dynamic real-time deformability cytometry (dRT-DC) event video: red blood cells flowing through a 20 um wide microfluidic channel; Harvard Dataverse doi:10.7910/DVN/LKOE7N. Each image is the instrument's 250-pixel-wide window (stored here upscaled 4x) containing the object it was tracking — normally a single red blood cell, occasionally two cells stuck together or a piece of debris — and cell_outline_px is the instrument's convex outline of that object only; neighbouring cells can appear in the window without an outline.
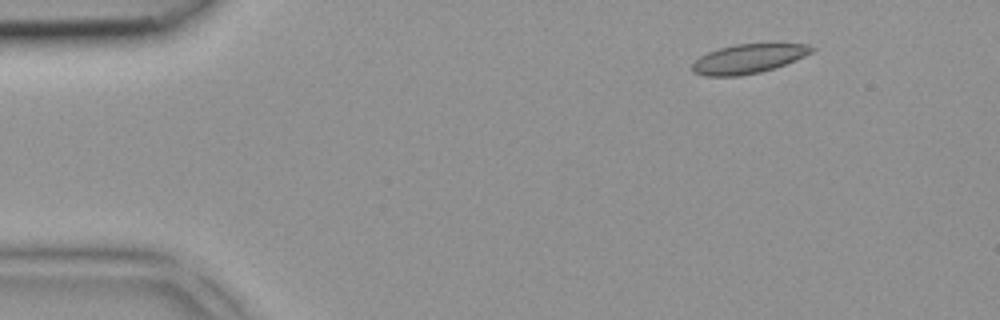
{"species": "common noctule bat (a hibernating species)", "species_latin": "Nyctalus noctula", "temperature_condition": "room temperature", "stored_images_in_passage": 1, "camera_frame_rate_fps": 3000, "um_per_image_px": 0.085, "animal": {"sex": "female", "body_mass_g": 18.4}, "frame": {"image": 1, "passage_image": 1, "time_ms": 0.0, "image_size_px": [1000, 320], "cell_outline_px": [[816, 48], [812, 52], [804, 56], [784, 64], [760, 72], [740, 76], [704, 76], [692, 72], [692, 64], [700, 56], [708, 52], [720, 48], [736, 44], [808, 44]], "centroid_in_image_um": [63.57, 5.0], "position_along_channel_um": 21.4, "area_um2": 20.11}}